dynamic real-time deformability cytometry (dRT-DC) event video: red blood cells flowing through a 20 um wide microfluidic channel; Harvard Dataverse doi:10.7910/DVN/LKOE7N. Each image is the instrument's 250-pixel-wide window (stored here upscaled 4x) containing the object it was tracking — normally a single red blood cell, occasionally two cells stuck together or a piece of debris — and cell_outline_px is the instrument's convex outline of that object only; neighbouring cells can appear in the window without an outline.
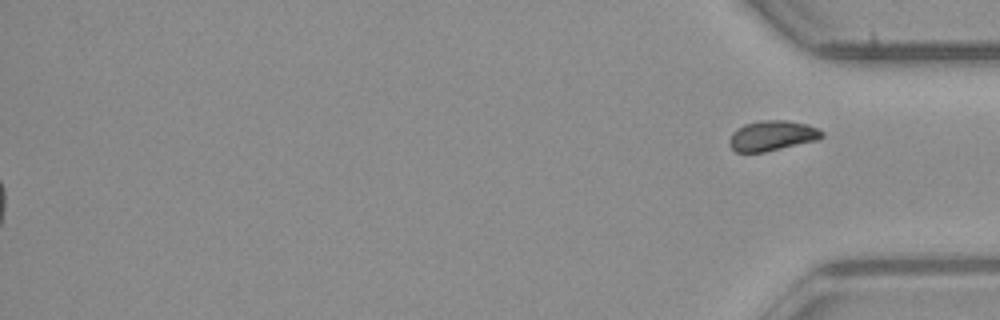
{"species": "common noctule bat (a hibernating species)", "species_latin": "Nyctalus noctula", "temperature_condition": "room temperature", "stored_images_in_passage": 55, "segment_of_instrument_passage": [2, 2], "camera_frame_rate_fps": 3000, "um_per_image_px": 0.085, "animal": {"sex": "male", "body_mass_g": 23.1, "forearm_length_mm": 52.7}, "frame": {"image": 1, "passage_image": 55, "time_ms": 18.0, "image_size_px": [1000, 320], "cell_outline_px": [[824, 136], [820, 140], [764, 152], [736, 152], [728, 144], [728, 140], [732, 132], [736, 128], [744, 124], [760, 120], [784, 120], [804, 124], [816, 128], [824, 132]], "centroid_in_image_um": [65.61, 11.54], "position_along_channel_um": 369.6, "area_um2": 16.42}}